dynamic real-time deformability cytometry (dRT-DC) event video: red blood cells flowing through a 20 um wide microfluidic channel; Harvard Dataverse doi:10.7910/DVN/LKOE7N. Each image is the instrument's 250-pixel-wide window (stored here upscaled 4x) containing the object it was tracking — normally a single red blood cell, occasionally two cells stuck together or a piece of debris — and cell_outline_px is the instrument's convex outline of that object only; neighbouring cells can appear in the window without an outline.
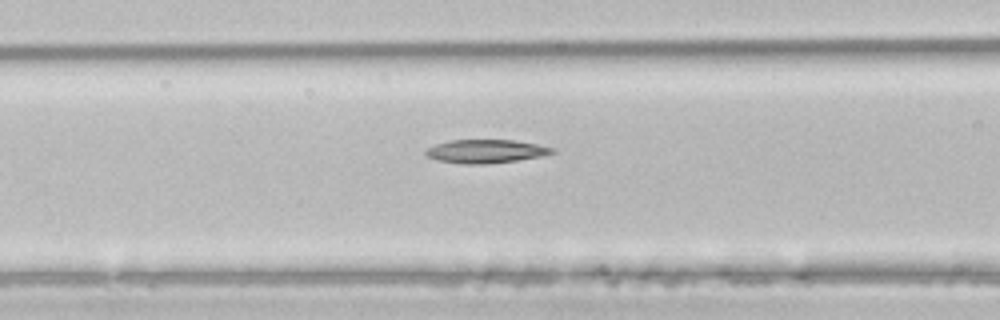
{"species": "common noctule bat (a hibernating species)", "species_latin": "Nyctalus noctula", "temperature_condition": "room temperature", "stored_images_in_passage": 5, "camera_frame_rate_fps": 3000, "um_per_image_px": 0.085, "animal": {"sex": "male", "body_mass_g": 21.5, "forearm_length_mm": 52.0}, "frame": {"image": 1, "passage_image": 5, "time_ms": 1.333, "image_size_px": [1000, 320], "cell_outline_px": [[556, 152], [540, 156], [516, 160], [484, 164], [464, 164], [436, 160], [428, 156], [424, 152], [428, 148], [436, 144], [448, 140], [512, 140], [536, 144], [556, 148]], "centroid_in_image_um": [41.28, 12.85], "position_along_channel_um": 125.3, "area_um2": 17.17}}